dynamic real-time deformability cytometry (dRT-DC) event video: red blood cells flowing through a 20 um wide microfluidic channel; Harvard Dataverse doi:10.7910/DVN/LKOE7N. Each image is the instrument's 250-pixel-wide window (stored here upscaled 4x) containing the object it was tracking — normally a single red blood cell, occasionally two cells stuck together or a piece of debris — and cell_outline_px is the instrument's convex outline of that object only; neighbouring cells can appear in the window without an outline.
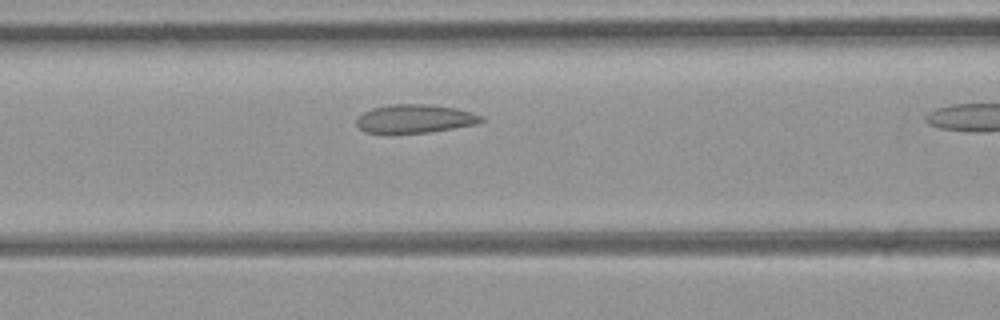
{"species": "common noctule bat (a hibernating species)", "species_latin": "Nyctalus noctula", "temperature_condition": "room temperature", "stored_images_in_passage": 11, "camera_frame_rate_fps": 3000, "um_per_image_px": 0.085, "animal": {"sex": "female", "body_mass_g": 21.9}, "frame": {"image": 1, "passage_image": 10, "time_ms": 3.0, "image_size_px": [1000, 320], "cell_outline_px": [[484, 120], [476, 124], [428, 132], [388, 136], [364, 132], [356, 124], [356, 120], [364, 112], [372, 108], [388, 104], [420, 104], [456, 108], [472, 112], [484, 116]], "centroid_in_image_um": [35.2, 10.13], "position_along_channel_um": 131.4, "area_um2": 21.27}}